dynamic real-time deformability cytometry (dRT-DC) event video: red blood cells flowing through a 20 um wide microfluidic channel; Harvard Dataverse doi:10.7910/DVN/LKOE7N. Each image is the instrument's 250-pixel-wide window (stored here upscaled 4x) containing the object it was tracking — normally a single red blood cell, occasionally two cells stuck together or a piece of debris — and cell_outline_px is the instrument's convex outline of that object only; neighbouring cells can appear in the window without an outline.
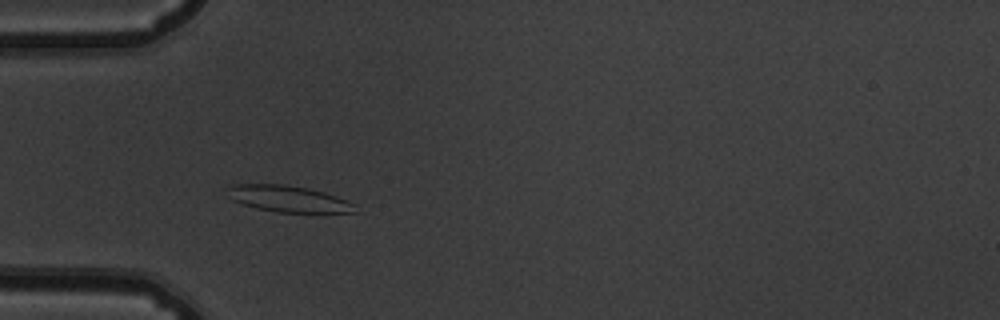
{"species": "common noctule bat (a hibernating species)", "species_latin": "Nyctalus noctula", "temperature_condition": "warm", "stored_images_in_passage": 48, "camera_frame_rate_fps": 3000, "um_per_image_px": 0.085, "animal": {"sex": "male", "body_mass_g": 19.5, "forearm_length_mm": 54.6}, "frame": {"image": 1, "passage_image": 11, "time_ms": 3.333, "image_size_px": [1000, 320], "cell_outline_px": [[356, 212], [276, 212], [256, 208], [232, 200], [228, 196], [228, 188], [232, 184], [284, 184], [308, 188], [324, 192], [336, 196], [356, 204]], "centroid_in_image_um": [24.5, 16.89], "position_along_channel_um": 60.5, "area_um2": 19.54}}
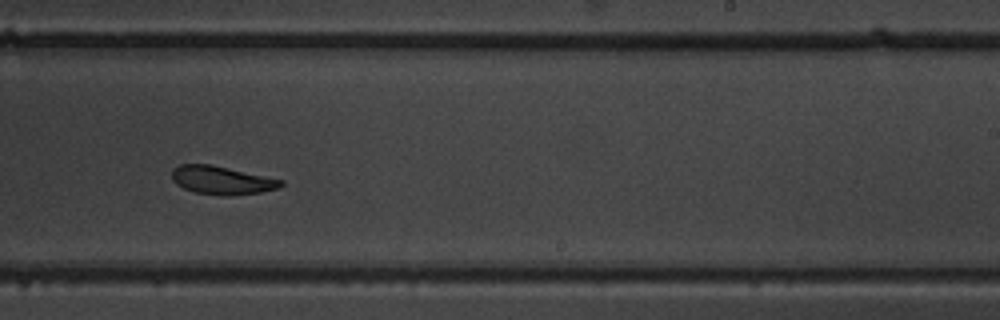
{"frame": {"image": 2, "passage_image": 28, "time_ms": 9.0, "image_size_px": [1000, 320], "cell_outline_px": [[284, 184], [276, 188], [260, 192], [228, 196], [224, 196], [196, 192], [184, 188], [176, 184], [172, 180], [172, 168], [180, 164], [212, 164], [284, 180]], "centroid_in_image_um": [18.83, 15.31], "position_along_channel_um": 270.2, "area_um2": 17.98}}
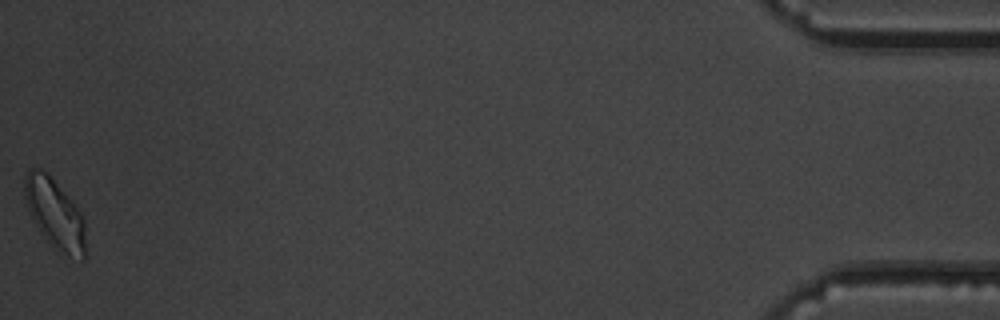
{"frame": {"image": 3, "passage_image": 48, "time_ms": 15.667, "image_size_px": [1000, 320], "cell_outline_px": [[84, 260], [68, 256], [52, 248], [40, 232], [28, 208], [24, 196], [24, 176], [28, 168], [40, 168], [72, 200], [84, 216]], "centroid_in_image_um": [4.65, 18.18], "position_along_channel_um": 430.6, "area_um2": 24.57}, "authors_computed_cell_mechanics": {"area_um2": 19.363, "velocity_mm_per_s": 3.7832, "shape_relaxation_time_tau1_ms": 3.3029, "shape_relaxation_time_tau2_ms": 5.42, "deformation_change_tau1": 0.1047, "deformation_change_tau2": 0.1273}}